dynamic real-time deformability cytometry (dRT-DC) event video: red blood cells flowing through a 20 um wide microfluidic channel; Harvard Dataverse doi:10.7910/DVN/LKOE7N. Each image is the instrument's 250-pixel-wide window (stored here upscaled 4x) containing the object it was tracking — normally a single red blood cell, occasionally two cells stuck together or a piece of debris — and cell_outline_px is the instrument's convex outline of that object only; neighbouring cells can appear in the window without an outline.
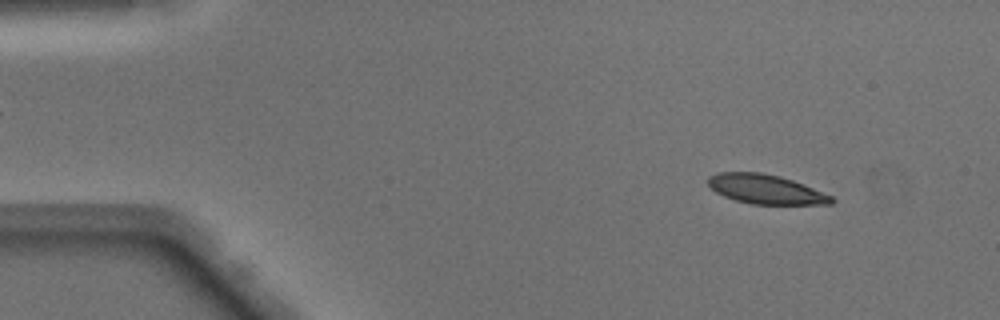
{"species": "Egyptian fruit bat (a non-hibernating species)", "species_latin": "Rousettus aegyptiacus", "temperature_condition": "warm", "stored_images_in_passage": 48, "camera_frame_rate_fps": 3000, "um_per_image_px": 0.085, "animal": {"sex": "male"}, "frame": {"image": 1, "passage_image": 5, "time_ms": 1.333, "image_size_px": [1000, 320], "cell_outline_px": [[836, 200], [832, 204], [752, 204], [736, 200], [724, 196], [716, 192], [708, 184], [708, 176], [716, 172], [760, 172], [780, 176], [792, 180], [832, 196]], "centroid_in_image_um": [65.07, 16.08], "position_along_channel_um": 19.9, "area_um2": 20.98}}
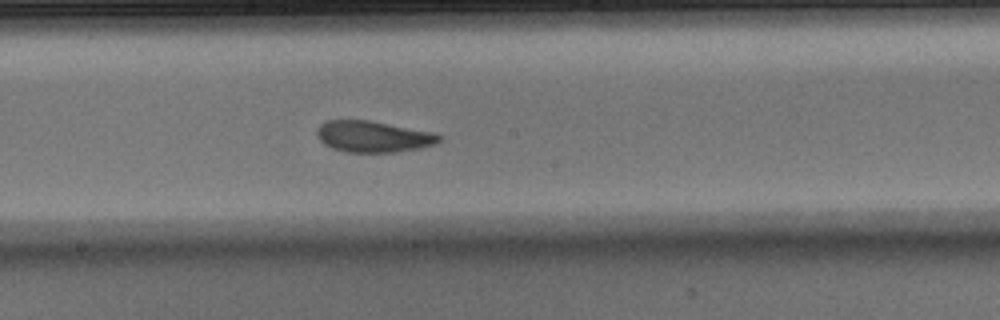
{"frame": {"image": 2, "passage_image": 26, "time_ms": 8.333, "image_size_px": [1000, 320], "cell_outline_px": [[444, 136], [436, 144], [420, 148], [396, 152], [344, 152], [332, 148], [324, 144], [316, 136], [316, 128], [324, 120], [372, 120], [432, 132]], "centroid_in_image_um": [31.7, 11.6], "position_along_channel_um": 216.5, "area_um2": 22.6}}
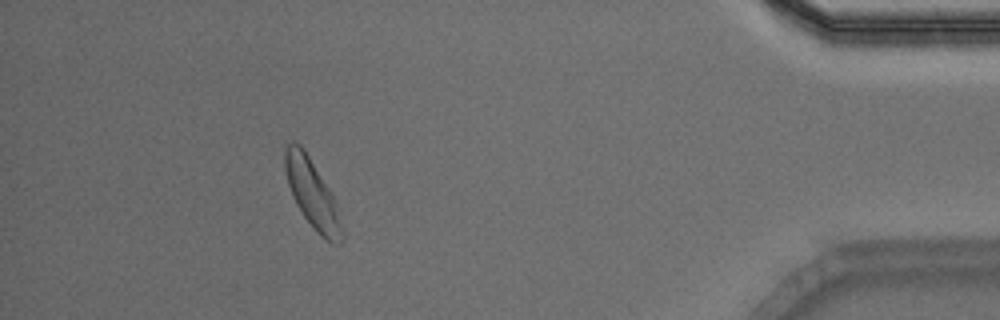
{"frame": {"image": 3, "passage_image": 44, "time_ms": 14.333, "image_size_px": [1000, 320], "cell_outline_px": [[344, 236], [340, 244], [332, 244], [324, 240], [316, 232], [304, 216], [296, 204], [292, 196], [288, 184], [284, 168], [284, 148], [292, 140], [300, 144], [304, 148], [332, 196], [336, 204], [344, 232]], "centroid_in_image_um": [26.52, 16.5], "position_along_channel_um": 408.7, "area_um2": 22.66}, "authors_computed_cell_mechanics": {"area_um2": 22.6865, "velocity_mm_per_s": 4.084, "shape_relaxation_time_tau1_ms": 3.6559, "shape_relaxation_time_tau2_ms": 2.3378, "deformation_change_tau1": 0.128, "deformation_change_tau2": 0.0738}}